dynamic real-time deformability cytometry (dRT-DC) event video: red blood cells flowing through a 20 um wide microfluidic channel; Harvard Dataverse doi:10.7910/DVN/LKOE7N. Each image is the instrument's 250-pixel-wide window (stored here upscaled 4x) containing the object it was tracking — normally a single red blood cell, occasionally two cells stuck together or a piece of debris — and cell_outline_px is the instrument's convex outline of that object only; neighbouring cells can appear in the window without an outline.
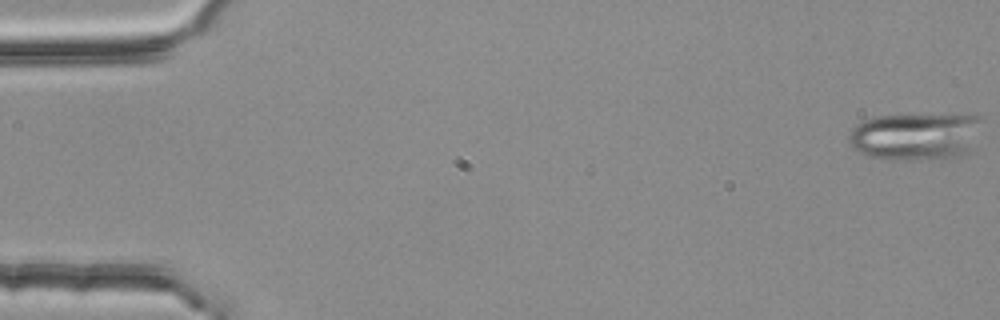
{"species": "common noctule bat (a hibernating species)", "species_latin": "Nyctalus noctula", "temperature_condition": "room temperature", "stored_images_in_passage": 4, "camera_frame_rate_fps": 3000, "um_per_image_px": 0.085, "animal": {"sex": "female", "body_mass_g": 25.1}, "frame": {"image": 1, "passage_image": 1, "time_ms": 0.0, "image_size_px": [1000, 320], "cell_outline_px": [[984, 120], [968, 152], [960, 156], [920, 160], [892, 160], [868, 156], [852, 148], [848, 144], [848, 136], [852, 128], [856, 124], [864, 120], [876, 116], [980, 116]], "centroid_in_image_um": [77.77, 11.62], "position_along_channel_um": 7.2, "area_um2": 36.53}}